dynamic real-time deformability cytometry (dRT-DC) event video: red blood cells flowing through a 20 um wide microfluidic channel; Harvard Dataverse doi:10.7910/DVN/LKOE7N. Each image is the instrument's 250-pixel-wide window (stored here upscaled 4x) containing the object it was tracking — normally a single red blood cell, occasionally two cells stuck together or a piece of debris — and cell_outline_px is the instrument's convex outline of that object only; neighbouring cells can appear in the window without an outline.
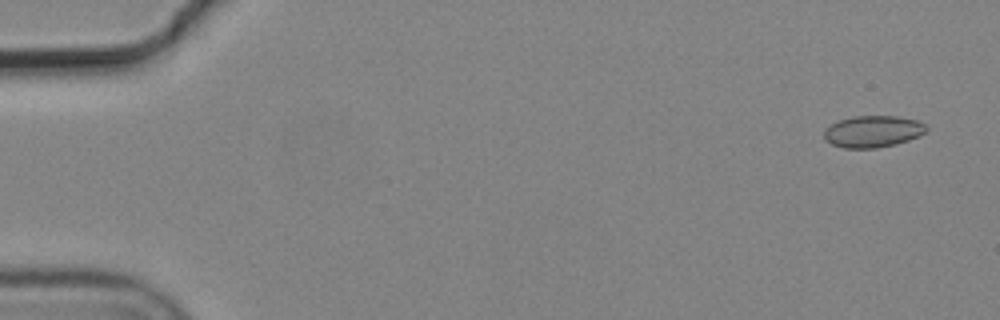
{"species": "common noctule bat (a hibernating species)", "species_latin": "Nyctalus noctula", "temperature_condition": "cold", "stored_images_in_passage": 5, "camera_frame_rate_fps": 3000, "um_per_image_px": 0.085, "animal": {"sex": "male", "body_mass_g": 19.2, "forearm_length_mm": 51.8}, "frame": {"image": 1, "passage_image": 1, "time_ms": 0.0, "image_size_px": [1000, 320], "cell_outline_px": [[928, 128], [920, 136], [896, 144], [876, 148], [844, 148], [832, 144], [824, 140], [824, 132], [832, 124], [840, 120], [852, 116], [896, 116], [916, 120], [924, 124]], "centroid_in_image_um": [74.2, 11.18], "position_along_channel_um": 10.8, "area_um2": 18.79}}
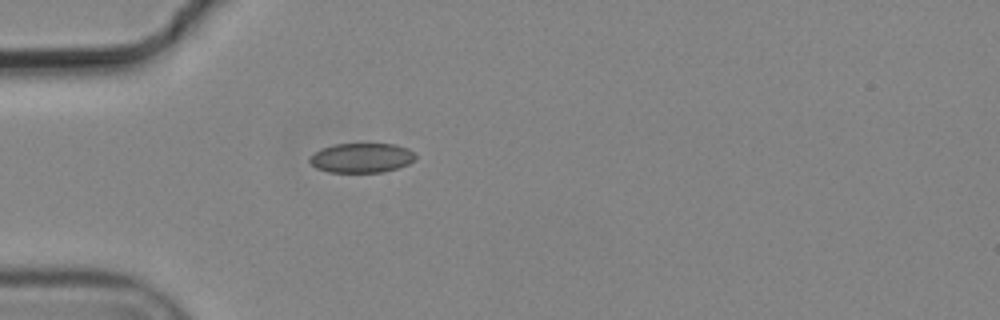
{"frame": {"image": 2, "passage_image": 5, "time_ms": 1.333, "image_size_px": [1000, 320], "cell_outline_px": [[416, 160], [408, 164], [384, 172], [328, 172], [316, 168], [308, 160], [308, 156], [320, 148], [332, 144], [396, 144], [408, 148], [416, 152]], "centroid_in_image_um": [30.73, 13.41], "position_along_channel_um": 54.3, "area_um2": 18.55}}